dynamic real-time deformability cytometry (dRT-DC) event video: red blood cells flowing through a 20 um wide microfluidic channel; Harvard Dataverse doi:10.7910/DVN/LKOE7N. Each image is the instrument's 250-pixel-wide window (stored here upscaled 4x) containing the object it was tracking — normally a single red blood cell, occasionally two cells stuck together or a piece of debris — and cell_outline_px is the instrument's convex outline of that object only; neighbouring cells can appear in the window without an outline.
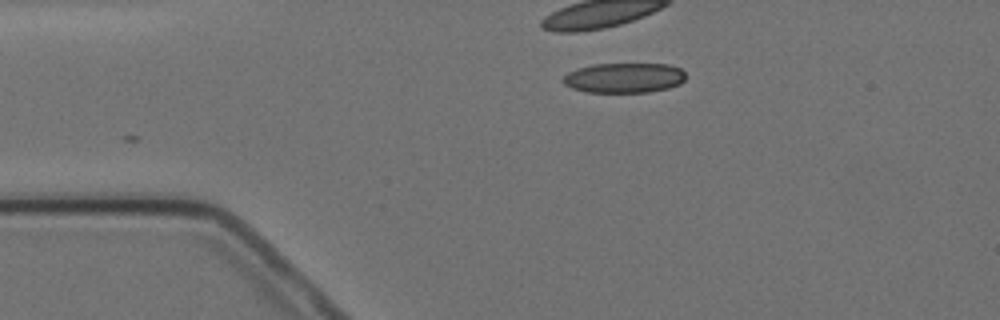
{"species": "Egyptian fruit bat (a non-hibernating species)", "species_latin": "Rousettus aegyptiacus", "temperature_condition": "cold", "stored_images_in_passage": 4, "camera_frame_rate_fps": 3000, "um_per_image_px": 0.085, "animal": {"sex": "female"}, "frame": {"image": 1, "passage_image": 4, "time_ms": 3.667, "image_size_px": [1000, 320], "cell_outline_px": [[684, 80], [680, 84], [668, 88], [648, 92], [584, 92], [572, 88], [564, 84], [560, 80], [568, 72], [580, 68], [596, 64], [668, 64], [680, 68], [684, 72]], "centroid_in_image_um": [53.04, 6.62], "position_along_channel_um": 32.0, "area_um2": 21.39}}